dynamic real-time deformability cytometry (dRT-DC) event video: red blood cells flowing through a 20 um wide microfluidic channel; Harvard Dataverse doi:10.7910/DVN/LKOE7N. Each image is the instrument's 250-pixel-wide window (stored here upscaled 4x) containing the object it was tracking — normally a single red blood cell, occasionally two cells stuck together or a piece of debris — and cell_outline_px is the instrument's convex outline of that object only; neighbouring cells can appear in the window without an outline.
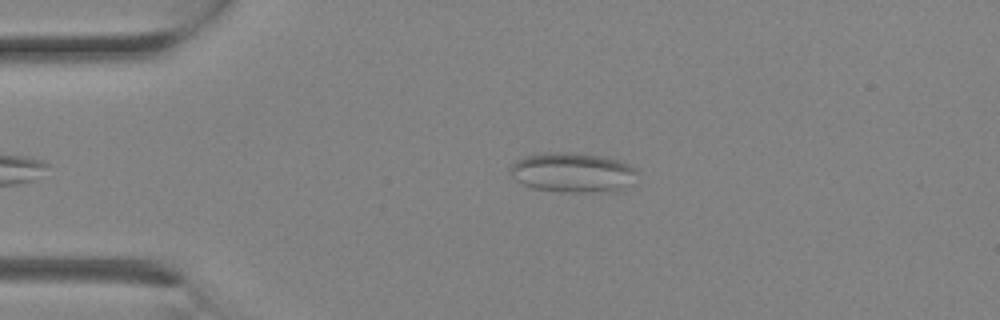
{"species": "Egyptian fruit bat (a non-hibernating species)", "species_latin": "Rousettus aegyptiacus", "temperature_condition": "room temperature", "stored_images_in_passage": 6, "camera_frame_rate_fps": 3000, "um_per_image_px": 0.085, "animal": {"sex": "female"}, "frame": {"image": 1, "passage_image": 1, "time_ms": 0.0, "image_size_px": [1000, 320], "cell_outline_px": [[640, 172], [620, 192], [564, 192], [532, 188], [516, 180], [508, 172], [508, 168], [516, 160], [524, 156], [544, 152], [572, 152], [600, 156], [620, 160], [636, 168]], "centroid_in_image_um": [48.68, 14.66], "position_along_channel_um": 36.3, "area_um2": 29.88}}
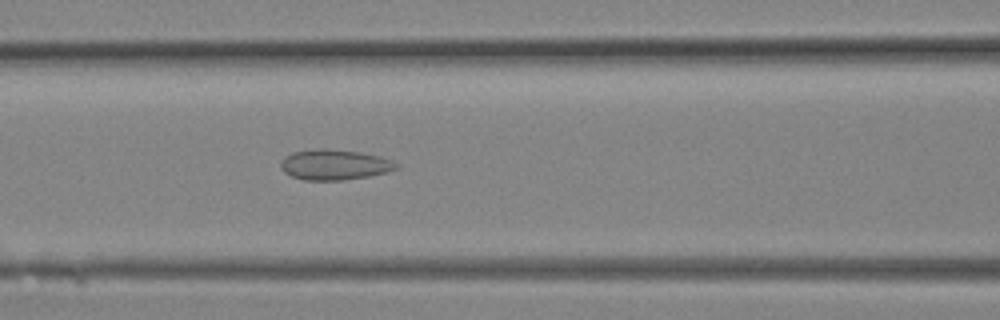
{"frame": {"image": 2, "passage_image": 6, "time_ms": 1.667, "image_size_px": [1000, 320], "cell_outline_px": [[400, 168], [388, 172], [368, 176], [344, 180], [304, 180], [292, 176], [284, 172], [280, 168], [280, 164], [284, 156], [292, 152], [320, 148], [324, 148], [360, 152], [380, 156], [392, 160], [400, 164]], "centroid_in_image_um": [28.46, 14.0], "position_along_channel_um": 138.1, "area_um2": 20.69}}